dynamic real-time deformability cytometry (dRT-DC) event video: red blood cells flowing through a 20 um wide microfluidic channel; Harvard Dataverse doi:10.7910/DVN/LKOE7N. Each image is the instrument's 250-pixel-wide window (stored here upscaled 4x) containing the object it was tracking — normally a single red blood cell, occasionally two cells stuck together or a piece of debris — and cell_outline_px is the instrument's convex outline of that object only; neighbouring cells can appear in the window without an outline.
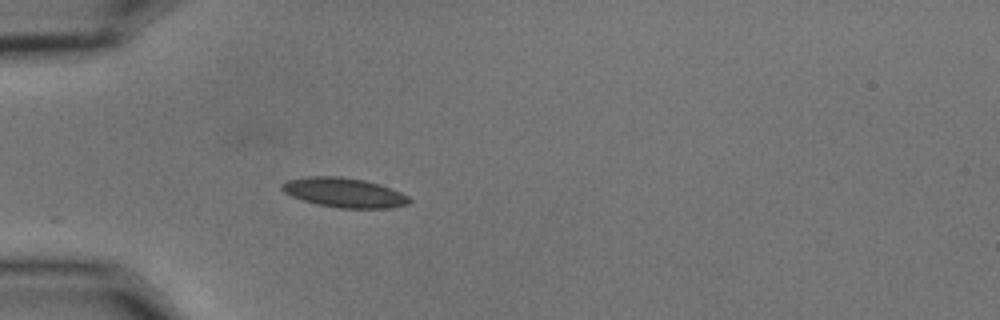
{"species": "common noctule bat (a hibernating species)", "species_latin": "Nyctalus noctula", "temperature_condition": "cold", "stored_images_in_passage": 10, "camera_frame_rate_fps": 3000, "um_per_image_px": 0.085, "animal": {"sex": "male", "body_mass_g": 15.6}, "frame": {"image": 1, "passage_image": 1, "time_ms": 0.0, "image_size_px": [1000, 320], "cell_outline_px": [[412, 200], [408, 204], [392, 208], [340, 208], [316, 204], [292, 196], [284, 192], [280, 188], [280, 184], [288, 180], [308, 176], [340, 176], [364, 180], [380, 184], [400, 192], [408, 196]], "centroid_in_image_um": [29.25, 16.37], "position_along_channel_um": 55.7, "area_um2": 21.96}}
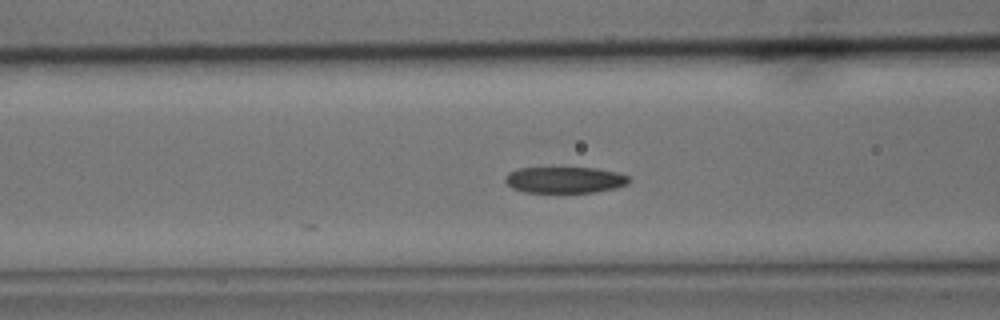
{"frame": {"image": 2, "passage_image": 7, "time_ms": 2.0, "image_size_px": [1000, 320], "cell_outline_px": [[632, 180], [628, 184], [616, 188], [592, 192], [524, 192], [512, 188], [504, 180], [504, 176], [508, 172], [516, 168], [596, 168], [616, 172], [628, 176]], "centroid_in_image_um": [47.99, 15.29], "position_along_channel_um": 118.6, "area_um2": 19.02}}